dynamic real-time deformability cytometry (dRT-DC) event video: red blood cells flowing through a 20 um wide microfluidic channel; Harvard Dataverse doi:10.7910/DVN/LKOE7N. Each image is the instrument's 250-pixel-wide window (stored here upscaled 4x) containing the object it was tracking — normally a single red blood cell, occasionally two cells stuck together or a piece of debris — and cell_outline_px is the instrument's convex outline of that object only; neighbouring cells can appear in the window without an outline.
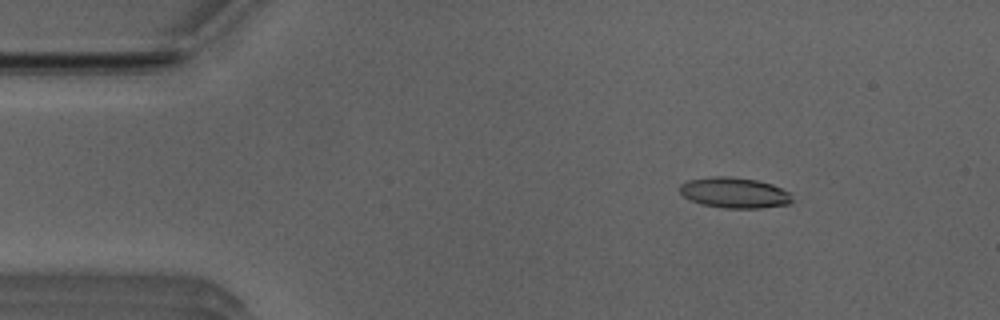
{"species": "Egyptian fruit bat (a non-hibernating species)", "species_latin": "Rousettus aegyptiacus", "temperature_condition": "room temperature", "stored_images_in_passage": 50, "camera_frame_rate_fps": 3000, "um_per_image_px": 0.085, "animal": {"sex": "male"}, "frame": {"image": 1, "passage_image": 6, "time_ms": 1.667, "image_size_px": [1000, 320], "cell_outline_px": [[792, 200], [788, 204], [760, 208], [724, 208], [704, 204], [692, 200], [684, 196], [680, 192], [680, 184], [688, 180], [716, 176], [724, 176], [756, 180], [772, 184], [788, 192]], "centroid_in_image_um": [62.42, 16.38], "position_along_channel_um": 22.6, "area_um2": 19.65}}
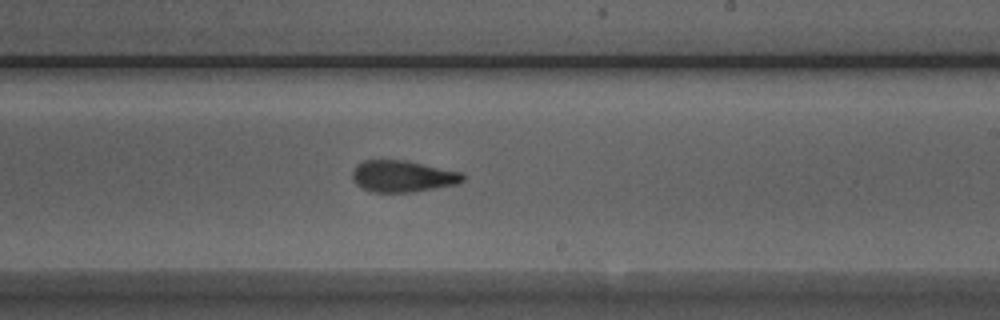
{"frame": {"image": 2, "passage_image": 29, "time_ms": 9.333, "image_size_px": [1000, 320], "cell_outline_px": [[464, 180], [456, 184], [412, 192], [372, 192], [360, 188], [352, 180], [352, 172], [356, 164], [364, 160], [404, 160], [460, 172], [464, 176]], "centroid_in_image_um": [34.15, 14.98], "position_along_channel_um": 254.8, "area_um2": 20.23}}
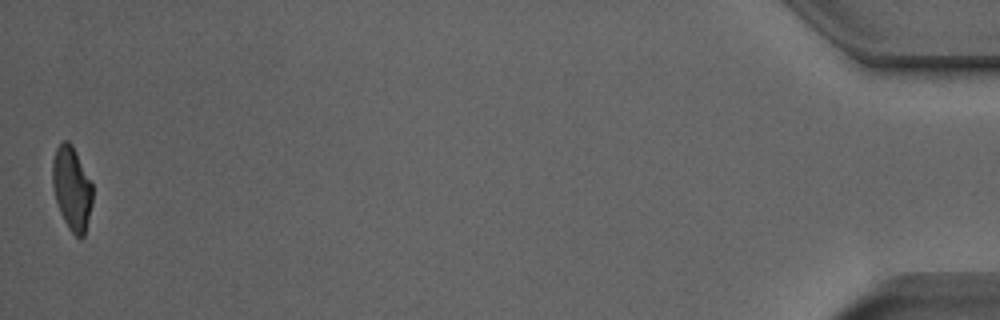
{"frame": {"image": 3, "passage_image": 50, "time_ms": 16.333, "image_size_px": [1000, 320], "cell_outline_px": [[92, 204], [84, 236], [80, 240], [68, 228], [60, 212], [56, 200], [52, 184], [52, 160], [56, 148], [64, 140], [68, 140], [72, 144], [92, 184]], "centroid_in_image_um": [6.1, 16.01], "position_along_channel_um": 429.1, "area_um2": 19.48}, "authors_computed_cell_mechanics": {"area_um2": 20.23, "velocity_mm_per_s": 3.9545, "shape_relaxation_time_tau1_ms": null, "shape_relaxation_time_tau2_ms": 1.6709, "deformation_change_tau1": null, "deformation_change_tau2": 0.0966}}